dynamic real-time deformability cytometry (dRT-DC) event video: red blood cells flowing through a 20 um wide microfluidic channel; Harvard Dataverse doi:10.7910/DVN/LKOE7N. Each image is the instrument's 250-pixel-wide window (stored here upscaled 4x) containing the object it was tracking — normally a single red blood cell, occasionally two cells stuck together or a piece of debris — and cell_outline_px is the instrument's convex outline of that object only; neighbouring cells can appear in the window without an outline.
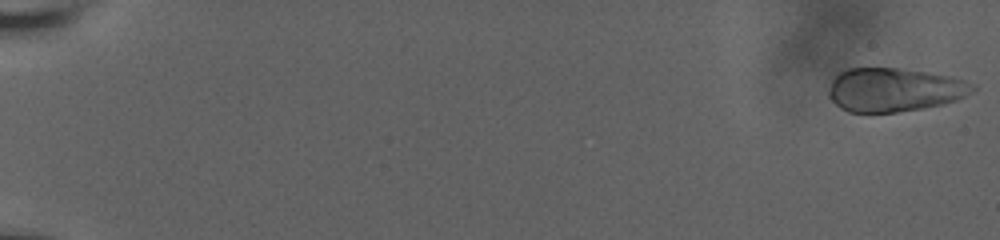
{"species": "human", "species_latin": "Homo sapiens", "temperature_condition": "room temperature", "stored_images_in_passage": 60, "camera_frame_rate_fps": 3000, "um_per_image_px": 0.085, "donor": {"sex": "male"}, "frame": {"image": 1, "passage_image": 1, "time_ms": 0.0, "image_size_px": [1000, 240], "cell_outline_px": [[976, 88], [964, 96], [956, 100], [944, 104], [896, 112], [848, 112], [840, 108], [828, 96], [828, 92], [832, 80], [840, 72], [848, 68], [900, 68], [948, 76], [976, 84]], "centroid_in_image_um": [75.99, 7.63], "position_along_channel_um": 9.0, "area_um2": 36.36}}
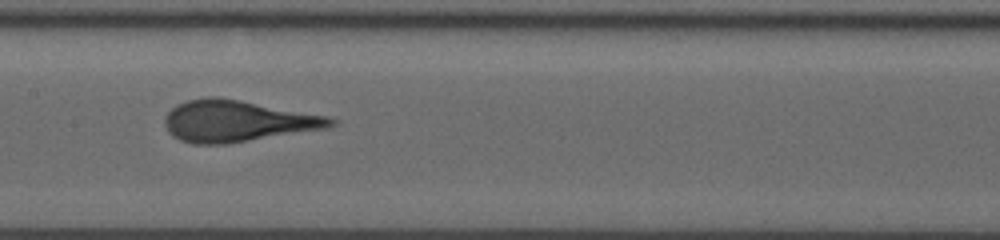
{"frame": {"image": 2, "passage_image": 33, "time_ms": 10.667, "image_size_px": [1000, 240], "cell_outline_px": [[336, 124], [328, 128], [228, 144], [192, 144], [180, 140], [172, 136], [168, 132], [164, 124], [164, 116], [176, 104], [188, 100], [208, 96], [220, 96], [328, 116], [336, 120]], "centroid_in_image_um": [20.14, 10.29], "position_along_channel_um": 187.3, "area_um2": 40.46}}
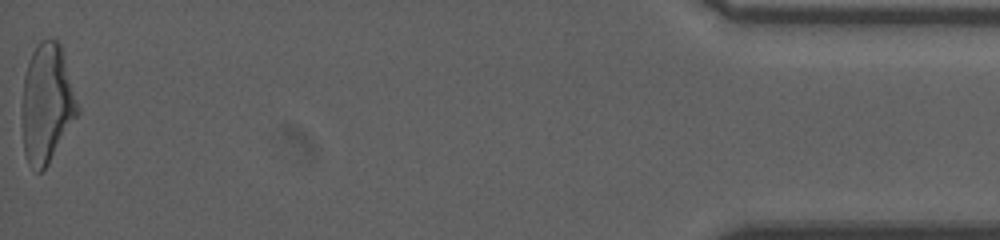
{"frame": {"image": 3, "passage_image": 60, "time_ms": 19.667, "image_size_px": [1000, 240], "cell_outline_px": [[80, 112], [48, 164], [40, 172], [36, 172], [28, 160], [24, 152], [20, 116], [24, 76], [32, 52], [36, 44], [40, 40], [56, 40], [60, 44], [80, 108]], "centroid_in_image_um": [3.96, 8.81], "position_along_channel_um": 431.2, "area_um2": 38.67}}